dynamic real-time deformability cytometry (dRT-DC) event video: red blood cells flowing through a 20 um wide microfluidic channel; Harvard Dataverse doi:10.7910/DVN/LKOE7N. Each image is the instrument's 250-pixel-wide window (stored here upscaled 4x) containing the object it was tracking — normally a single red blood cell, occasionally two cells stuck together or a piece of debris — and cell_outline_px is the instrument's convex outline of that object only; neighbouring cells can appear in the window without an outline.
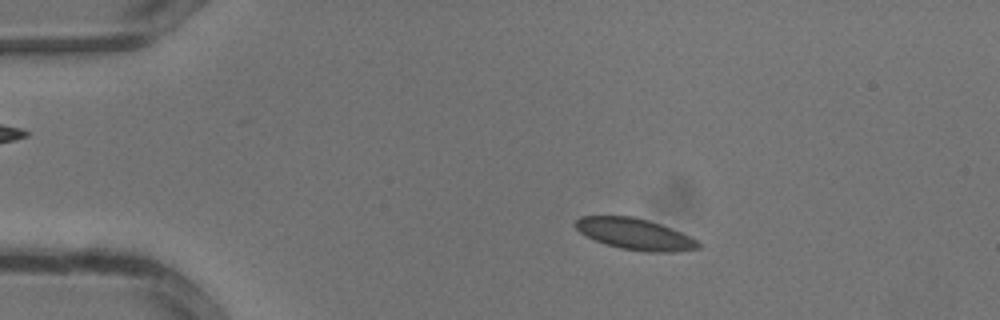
{"species": "common noctule bat (a hibernating species)", "species_latin": "Nyctalus noctula", "temperature_condition": "warm", "stored_images_in_passage": 33, "camera_frame_rate_fps": 3000, "um_per_image_px": 0.085, "animal": {"sex": "male", "body_mass_g": 13.3}, "frame": {"image": 1, "passage_image": 6, "time_ms": 1.667, "image_size_px": [1000, 320], "cell_outline_px": [[704, 244], [700, 248], [676, 252], [644, 252], [620, 248], [604, 244], [584, 236], [576, 228], [576, 220], [580, 216], [632, 216], [648, 220], [660, 224], [680, 232]], "centroid_in_image_um": [53.97, 19.91], "position_along_channel_um": 31.0, "area_um2": 22.48}}
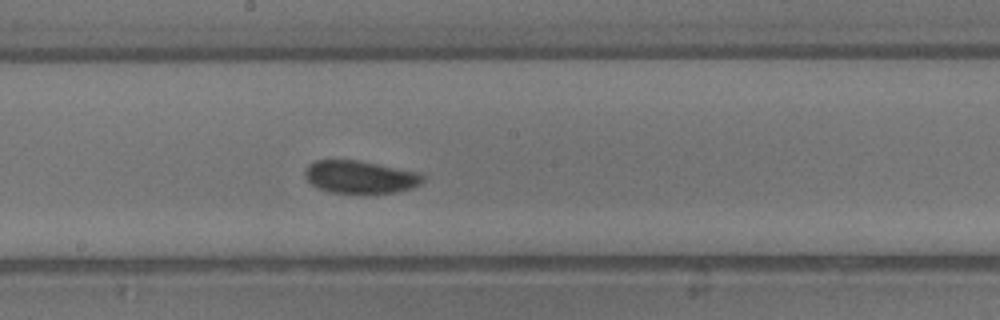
{"frame": {"image": 2, "passage_image": 18, "time_ms": 5.667, "image_size_px": [1000, 320], "cell_outline_px": [[424, 180], [420, 184], [412, 188], [396, 192], [364, 196], [332, 192], [316, 188], [304, 176], [304, 172], [308, 164], [316, 160], [360, 160], [420, 172], [424, 176]], "centroid_in_image_um": [30.63, 15.08], "position_along_channel_um": 217.6, "area_um2": 23.35}}
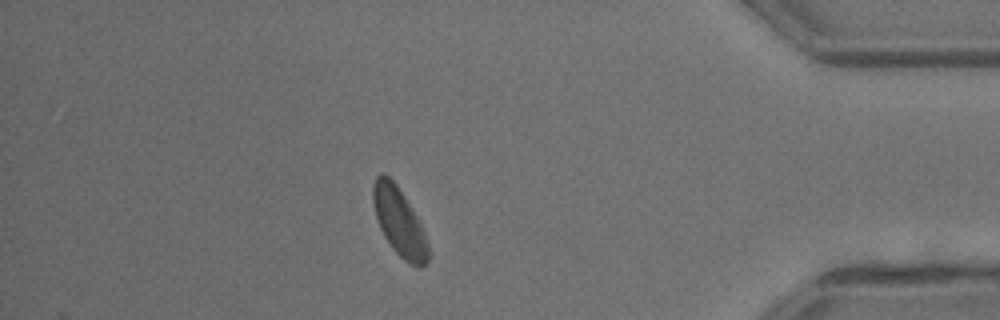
{"frame": {"image": 3, "passage_image": 29, "time_ms": 9.333, "image_size_px": [1000, 320], "cell_outline_px": [[428, 260], [420, 268], [416, 268], [404, 260], [392, 248], [384, 236], [380, 228], [372, 204], [372, 184], [376, 176], [380, 172], [384, 172], [396, 184], [404, 196], [416, 216], [424, 232], [428, 244]], "centroid_in_image_um": [33.9, 18.84], "position_along_channel_um": 401.3, "area_um2": 21.79}}